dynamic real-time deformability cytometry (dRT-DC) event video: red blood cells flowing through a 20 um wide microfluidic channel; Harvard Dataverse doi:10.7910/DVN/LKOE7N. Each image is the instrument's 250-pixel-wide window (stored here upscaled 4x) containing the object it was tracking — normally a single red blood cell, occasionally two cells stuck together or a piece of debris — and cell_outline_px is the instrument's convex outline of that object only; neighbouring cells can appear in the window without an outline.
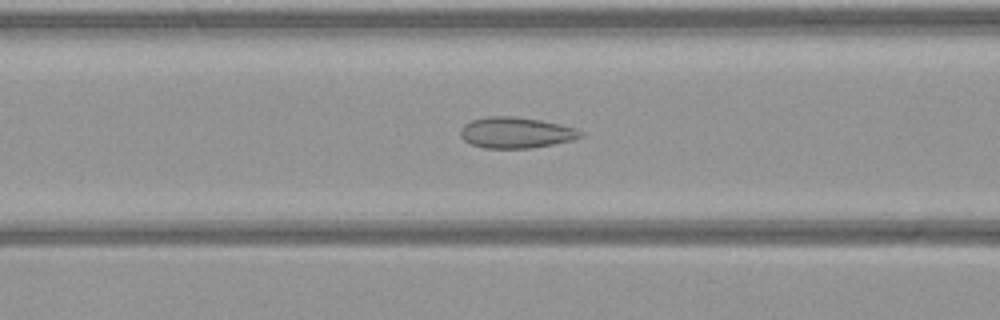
{"species": "common noctule bat (a hibernating species)", "species_latin": "Nyctalus noctula", "temperature_condition": "warm", "stored_images_in_passage": 54, "camera_frame_rate_fps": 3000, "um_per_image_px": 0.085, "animal": {"sex": "female", "body_mass_g": 21.9}, "frame": {"image": 1, "passage_image": 21, "time_ms": 6.667, "image_size_px": [1000, 320], "cell_outline_px": [[584, 136], [572, 140], [552, 144], [528, 148], [484, 148], [472, 144], [464, 140], [460, 136], [460, 128], [464, 124], [472, 120], [488, 116], [516, 116], [540, 120], [560, 124], [576, 128], [584, 132]], "centroid_in_image_um": [43.86, 11.26], "position_along_channel_um": 122.7, "area_um2": 21.73}}
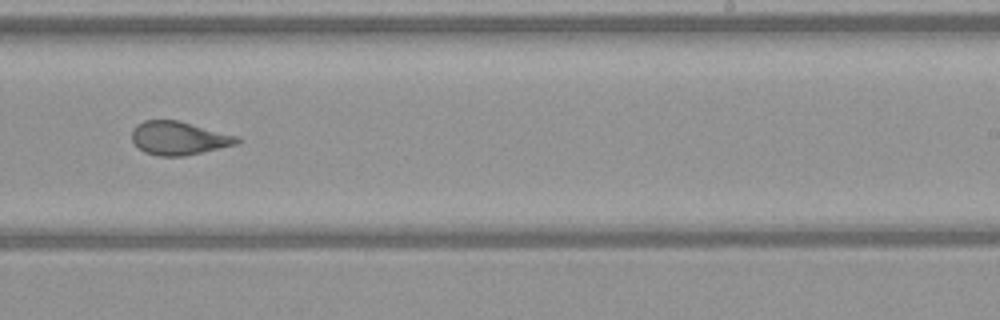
{"frame": {"image": 2, "passage_image": 33, "time_ms": 10.667, "image_size_px": [1000, 320], "cell_outline_px": [[240, 140], [236, 144], [184, 156], [156, 156], [144, 152], [132, 140], [132, 128], [136, 124], [144, 120], [176, 120], [240, 136]], "centroid_in_image_um": [15.18, 11.74], "position_along_channel_um": 273.8, "area_um2": 20.4}}
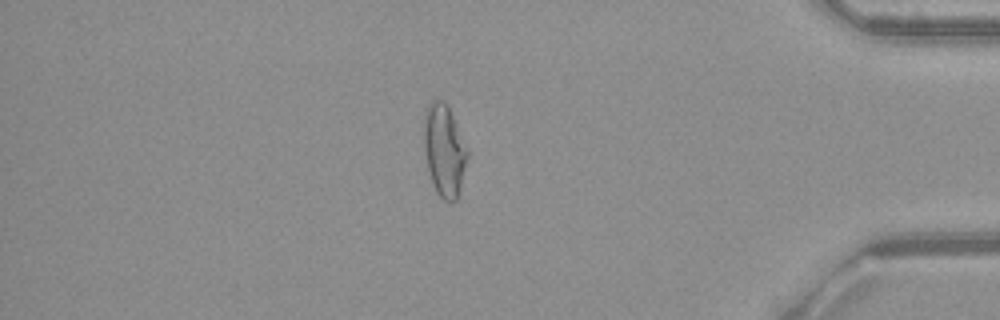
{"frame": {"image": 3, "passage_image": 46, "time_ms": 15.0, "image_size_px": [1000, 320], "cell_outline_px": [[468, 156], [460, 188], [456, 200], [452, 204], [448, 204], [436, 192], [428, 168], [424, 144], [424, 120], [428, 104], [432, 100], [444, 100], [448, 104], [468, 148]], "centroid_in_image_um": [37.78, 12.77], "position_along_channel_um": 397.4, "area_um2": 23.35}}